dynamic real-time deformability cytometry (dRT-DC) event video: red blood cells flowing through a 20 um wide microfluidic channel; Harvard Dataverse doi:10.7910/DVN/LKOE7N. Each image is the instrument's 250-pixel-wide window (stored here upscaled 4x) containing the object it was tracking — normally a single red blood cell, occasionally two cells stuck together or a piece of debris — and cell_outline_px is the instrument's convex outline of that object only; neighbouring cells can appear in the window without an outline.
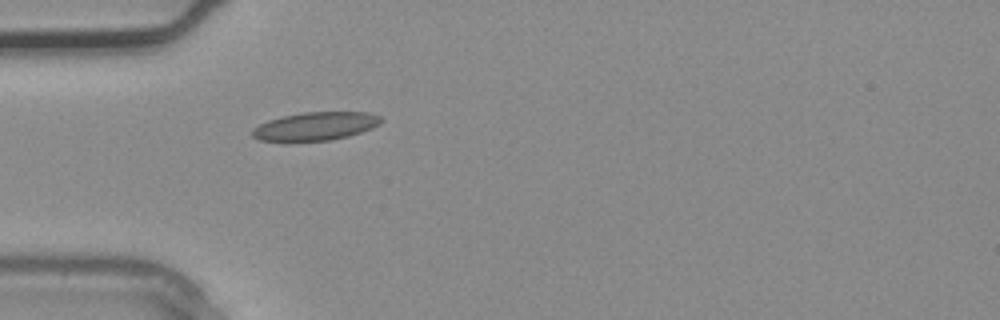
{"species": "common noctule bat (a hibernating species)", "species_latin": "Nyctalus noctula", "temperature_condition": "warm", "stored_images_in_passage": 1, "camera_frame_rate_fps": 3000, "um_per_image_px": 0.085, "animal": {"sex": "male", "body_mass_g": 20.4}, "frame": {"image": 1, "passage_image": 1, "time_ms": 0.0, "image_size_px": [1000, 320], "cell_outline_px": [[384, 120], [380, 124], [372, 128], [348, 136], [332, 140], [260, 140], [252, 136], [252, 128], [268, 120], [284, 116], [304, 112], [368, 112], [380, 116]], "centroid_in_image_um": [26.86, 10.71], "position_along_channel_um": 58.1, "area_um2": 20.92}}